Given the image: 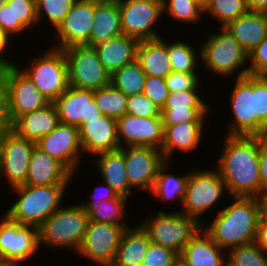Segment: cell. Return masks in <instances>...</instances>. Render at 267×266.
<instances>
[{
	"label": "cell",
	"instance_id": "4fadbf2b",
	"mask_svg": "<svg viewBox=\"0 0 267 266\" xmlns=\"http://www.w3.org/2000/svg\"><path fill=\"white\" fill-rule=\"evenodd\" d=\"M35 146L10 129L0 140V180L5 177L12 188L25 184Z\"/></svg>",
	"mask_w": 267,
	"mask_h": 266
},
{
	"label": "cell",
	"instance_id": "5b68a950",
	"mask_svg": "<svg viewBox=\"0 0 267 266\" xmlns=\"http://www.w3.org/2000/svg\"><path fill=\"white\" fill-rule=\"evenodd\" d=\"M89 218L81 204L60 207L39 227V246L77 251L86 233Z\"/></svg>",
	"mask_w": 267,
	"mask_h": 266
},
{
	"label": "cell",
	"instance_id": "1f68e13d",
	"mask_svg": "<svg viewBox=\"0 0 267 266\" xmlns=\"http://www.w3.org/2000/svg\"><path fill=\"white\" fill-rule=\"evenodd\" d=\"M169 164L170 162L166 161L159 168L151 194L163 202L178 200V204L182 207L189 173H184L182 176L170 174L166 172L167 168H170Z\"/></svg>",
	"mask_w": 267,
	"mask_h": 266
},
{
	"label": "cell",
	"instance_id": "db71d44e",
	"mask_svg": "<svg viewBox=\"0 0 267 266\" xmlns=\"http://www.w3.org/2000/svg\"><path fill=\"white\" fill-rule=\"evenodd\" d=\"M10 40V41H9ZM13 39H11L1 28H0V70L16 65L15 62L7 60V48ZM10 42V43H9ZM6 50V51H5ZM6 56V57H5Z\"/></svg>",
	"mask_w": 267,
	"mask_h": 266
},
{
	"label": "cell",
	"instance_id": "b9f144b4",
	"mask_svg": "<svg viewBox=\"0 0 267 266\" xmlns=\"http://www.w3.org/2000/svg\"><path fill=\"white\" fill-rule=\"evenodd\" d=\"M256 136L267 133V77L255 76Z\"/></svg>",
	"mask_w": 267,
	"mask_h": 266
},
{
	"label": "cell",
	"instance_id": "4dcf8cb0",
	"mask_svg": "<svg viewBox=\"0 0 267 266\" xmlns=\"http://www.w3.org/2000/svg\"><path fill=\"white\" fill-rule=\"evenodd\" d=\"M95 162L99 176L106 182L118 195L128 197L133 191L129 187L127 180L126 165L124 154L120 151H113L97 155Z\"/></svg>",
	"mask_w": 267,
	"mask_h": 266
},
{
	"label": "cell",
	"instance_id": "7402d4cb",
	"mask_svg": "<svg viewBox=\"0 0 267 266\" xmlns=\"http://www.w3.org/2000/svg\"><path fill=\"white\" fill-rule=\"evenodd\" d=\"M73 176L60 162L39 147L33 148L28 175L27 185H68Z\"/></svg>",
	"mask_w": 267,
	"mask_h": 266
},
{
	"label": "cell",
	"instance_id": "7dc6e473",
	"mask_svg": "<svg viewBox=\"0 0 267 266\" xmlns=\"http://www.w3.org/2000/svg\"><path fill=\"white\" fill-rule=\"evenodd\" d=\"M178 254L171 249L150 243L144 256L143 266H171Z\"/></svg>",
	"mask_w": 267,
	"mask_h": 266
},
{
	"label": "cell",
	"instance_id": "680465c9",
	"mask_svg": "<svg viewBox=\"0 0 267 266\" xmlns=\"http://www.w3.org/2000/svg\"><path fill=\"white\" fill-rule=\"evenodd\" d=\"M13 123L10 117H0V140L12 129Z\"/></svg>",
	"mask_w": 267,
	"mask_h": 266
},
{
	"label": "cell",
	"instance_id": "44dd1931",
	"mask_svg": "<svg viewBox=\"0 0 267 266\" xmlns=\"http://www.w3.org/2000/svg\"><path fill=\"white\" fill-rule=\"evenodd\" d=\"M79 139L83 154L93 156L117 151L120 144L117 137V119L107 115L86 121L79 128Z\"/></svg>",
	"mask_w": 267,
	"mask_h": 266
},
{
	"label": "cell",
	"instance_id": "7a4b0ae2",
	"mask_svg": "<svg viewBox=\"0 0 267 266\" xmlns=\"http://www.w3.org/2000/svg\"><path fill=\"white\" fill-rule=\"evenodd\" d=\"M214 216L210 225L202 228L223 250L256 241L262 216L259 198L231 196V203Z\"/></svg>",
	"mask_w": 267,
	"mask_h": 266
},
{
	"label": "cell",
	"instance_id": "836d02e7",
	"mask_svg": "<svg viewBox=\"0 0 267 266\" xmlns=\"http://www.w3.org/2000/svg\"><path fill=\"white\" fill-rule=\"evenodd\" d=\"M175 41L170 43L166 42V48L169 55V60L171 62L172 71L198 73L197 65H199L198 62L200 61V49L199 54H197L198 51L192 45H190V43L185 42V40L181 41L180 39L179 41Z\"/></svg>",
	"mask_w": 267,
	"mask_h": 266
},
{
	"label": "cell",
	"instance_id": "5bb4252c",
	"mask_svg": "<svg viewBox=\"0 0 267 266\" xmlns=\"http://www.w3.org/2000/svg\"><path fill=\"white\" fill-rule=\"evenodd\" d=\"M119 150L124 154L129 187L151 193L158 170L166 162L161 150L151 146H126Z\"/></svg>",
	"mask_w": 267,
	"mask_h": 266
},
{
	"label": "cell",
	"instance_id": "ac0fdd59",
	"mask_svg": "<svg viewBox=\"0 0 267 266\" xmlns=\"http://www.w3.org/2000/svg\"><path fill=\"white\" fill-rule=\"evenodd\" d=\"M36 146L60 162L72 175L79 169L83 154L79 128L59 123L49 134L43 136Z\"/></svg>",
	"mask_w": 267,
	"mask_h": 266
},
{
	"label": "cell",
	"instance_id": "d590c367",
	"mask_svg": "<svg viewBox=\"0 0 267 266\" xmlns=\"http://www.w3.org/2000/svg\"><path fill=\"white\" fill-rule=\"evenodd\" d=\"M163 15L179 23L196 24L202 20L204 6L199 0H162Z\"/></svg>",
	"mask_w": 267,
	"mask_h": 266
},
{
	"label": "cell",
	"instance_id": "8d00e7d4",
	"mask_svg": "<svg viewBox=\"0 0 267 266\" xmlns=\"http://www.w3.org/2000/svg\"><path fill=\"white\" fill-rule=\"evenodd\" d=\"M248 11L247 0H209L204 5V13L219 21L221 28Z\"/></svg>",
	"mask_w": 267,
	"mask_h": 266
},
{
	"label": "cell",
	"instance_id": "9f6ffc18",
	"mask_svg": "<svg viewBox=\"0 0 267 266\" xmlns=\"http://www.w3.org/2000/svg\"><path fill=\"white\" fill-rule=\"evenodd\" d=\"M0 117H10L8 112V92L6 85L0 78Z\"/></svg>",
	"mask_w": 267,
	"mask_h": 266
},
{
	"label": "cell",
	"instance_id": "d6a6232c",
	"mask_svg": "<svg viewBox=\"0 0 267 266\" xmlns=\"http://www.w3.org/2000/svg\"><path fill=\"white\" fill-rule=\"evenodd\" d=\"M146 74L135 60L111 75V84L126 96L143 93Z\"/></svg>",
	"mask_w": 267,
	"mask_h": 266
},
{
	"label": "cell",
	"instance_id": "f1b7e54d",
	"mask_svg": "<svg viewBox=\"0 0 267 266\" xmlns=\"http://www.w3.org/2000/svg\"><path fill=\"white\" fill-rule=\"evenodd\" d=\"M162 38L139 41L136 60L146 76L165 79L172 72L166 41Z\"/></svg>",
	"mask_w": 267,
	"mask_h": 266
},
{
	"label": "cell",
	"instance_id": "ab89813d",
	"mask_svg": "<svg viewBox=\"0 0 267 266\" xmlns=\"http://www.w3.org/2000/svg\"><path fill=\"white\" fill-rule=\"evenodd\" d=\"M77 0H36V17L40 24L45 17L55 30L63 22L72 6ZM45 17H44V16Z\"/></svg>",
	"mask_w": 267,
	"mask_h": 266
},
{
	"label": "cell",
	"instance_id": "ffe728a7",
	"mask_svg": "<svg viewBox=\"0 0 267 266\" xmlns=\"http://www.w3.org/2000/svg\"><path fill=\"white\" fill-rule=\"evenodd\" d=\"M59 122L80 128L86 121L102 115L94 101V90L73 86L61 94L54 102Z\"/></svg>",
	"mask_w": 267,
	"mask_h": 266
},
{
	"label": "cell",
	"instance_id": "d6986e66",
	"mask_svg": "<svg viewBox=\"0 0 267 266\" xmlns=\"http://www.w3.org/2000/svg\"><path fill=\"white\" fill-rule=\"evenodd\" d=\"M163 131L161 117L144 118L125 114L117 119V137L120 147L151 146L161 150Z\"/></svg>",
	"mask_w": 267,
	"mask_h": 266
},
{
	"label": "cell",
	"instance_id": "4316f807",
	"mask_svg": "<svg viewBox=\"0 0 267 266\" xmlns=\"http://www.w3.org/2000/svg\"><path fill=\"white\" fill-rule=\"evenodd\" d=\"M90 34V46L123 35L117 0H95V14Z\"/></svg>",
	"mask_w": 267,
	"mask_h": 266
},
{
	"label": "cell",
	"instance_id": "6125c7cd",
	"mask_svg": "<svg viewBox=\"0 0 267 266\" xmlns=\"http://www.w3.org/2000/svg\"><path fill=\"white\" fill-rule=\"evenodd\" d=\"M22 261H13V260H1L0 266H21Z\"/></svg>",
	"mask_w": 267,
	"mask_h": 266
},
{
	"label": "cell",
	"instance_id": "94428289",
	"mask_svg": "<svg viewBox=\"0 0 267 266\" xmlns=\"http://www.w3.org/2000/svg\"><path fill=\"white\" fill-rule=\"evenodd\" d=\"M171 266H190V265H189L188 262L182 257L181 254H178V255L174 258V260H173Z\"/></svg>",
	"mask_w": 267,
	"mask_h": 266
},
{
	"label": "cell",
	"instance_id": "7c38bea8",
	"mask_svg": "<svg viewBox=\"0 0 267 266\" xmlns=\"http://www.w3.org/2000/svg\"><path fill=\"white\" fill-rule=\"evenodd\" d=\"M125 230L120 225L88 221L86 233L76 255L96 263L97 266H111Z\"/></svg>",
	"mask_w": 267,
	"mask_h": 266
},
{
	"label": "cell",
	"instance_id": "e575fe53",
	"mask_svg": "<svg viewBox=\"0 0 267 266\" xmlns=\"http://www.w3.org/2000/svg\"><path fill=\"white\" fill-rule=\"evenodd\" d=\"M127 99L122 91L116 89L112 84L94 90V101L102 115L118 119L126 114Z\"/></svg>",
	"mask_w": 267,
	"mask_h": 266
},
{
	"label": "cell",
	"instance_id": "cb8c5ba5",
	"mask_svg": "<svg viewBox=\"0 0 267 266\" xmlns=\"http://www.w3.org/2000/svg\"><path fill=\"white\" fill-rule=\"evenodd\" d=\"M59 123L57 108L50 102L41 109L20 116L13 123L12 130L20 137L36 143L53 131Z\"/></svg>",
	"mask_w": 267,
	"mask_h": 266
},
{
	"label": "cell",
	"instance_id": "8992f818",
	"mask_svg": "<svg viewBox=\"0 0 267 266\" xmlns=\"http://www.w3.org/2000/svg\"><path fill=\"white\" fill-rule=\"evenodd\" d=\"M143 219L139 225L148 234L152 243L180 254L183 248L202 227L195 218L180 211L166 213L159 210ZM153 214V215H152Z\"/></svg>",
	"mask_w": 267,
	"mask_h": 266
},
{
	"label": "cell",
	"instance_id": "bcb514c9",
	"mask_svg": "<svg viewBox=\"0 0 267 266\" xmlns=\"http://www.w3.org/2000/svg\"><path fill=\"white\" fill-rule=\"evenodd\" d=\"M143 93L162 109L170 92L165 79L146 76Z\"/></svg>",
	"mask_w": 267,
	"mask_h": 266
},
{
	"label": "cell",
	"instance_id": "60d3db41",
	"mask_svg": "<svg viewBox=\"0 0 267 266\" xmlns=\"http://www.w3.org/2000/svg\"><path fill=\"white\" fill-rule=\"evenodd\" d=\"M210 108H162L163 125H177L182 122H207Z\"/></svg>",
	"mask_w": 267,
	"mask_h": 266
},
{
	"label": "cell",
	"instance_id": "6da1fadb",
	"mask_svg": "<svg viewBox=\"0 0 267 266\" xmlns=\"http://www.w3.org/2000/svg\"><path fill=\"white\" fill-rule=\"evenodd\" d=\"M224 144L215 166L221 175L228 196L259 197L260 135H225Z\"/></svg>",
	"mask_w": 267,
	"mask_h": 266
},
{
	"label": "cell",
	"instance_id": "d4e9b609",
	"mask_svg": "<svg viewBox=\"0 0 267 266\" xmlns=\"http://www.w3.org/2000/svg\"><path fill=\"white\" fill-rule=\"evenodd\" d=\"M249 53L267 37V14L248 11L236 20L229 22L225 27Z\"/></svg>",
	"mask_w": 267,
	"mask_h": 266
},
{
	"label": "cell",
	"instance_id": "be15d7a7",
	"mask_svg": "<svg viewBox=\"0 0 267 266\" xmlns=\"http://www.w3.org/2000/svg\"><path fill=\"white\" fill-rule=\"evenodd\" d=\"M8 0H0V7L7 3Z\"/></svg>",
	"mask_w": 267,
	"mask_h": 266
},
{
	"label": "cell",
	"instance_id": "484cf974",
	"mask_svg": "<svg viewBox=\"0 0 267 266\" xmlns=\"http://www.w3.org/2000/svg\"><path fill=\"white\" fill-rule=\"evenodd\" d=\"M138 44V39L121 35L97 44L94 48L102 65L112 75L124 65L136 60Z\"/></svg>",
	"mask_w": 267,
	"mask_h": 266
},
{
	"label": "cell",
	"instance_id": "e0dca14e",
	"mask_svg": "<svg viewBox=\"0 0 267 266\" xmlns=\"http://www.w3.org/2000/svg\"><path fill=\"white\" fill-rule=\"evenodd\" d=\"M94 14L95 0H77L55 30L52 47L63 50L73 45H90Z\"/></svg>",
	"mask_w": 267,
	"mask_h": 266
},
{
	"label": "cell",
	"instance_id": "9a60e30c",
	"mask_svg": "<svg viewBox=\"0 0 267 266\" xmlns=\"http://www.w3.org/2000/svg\"><path fill=\"white\" fill-rule=\"evenodd\" d=\"M236 83L229 96L233 120L227 135L256 136L255 75L235 78Z\"/></svg>",
	"mask_w": 267,
	"mask_h": 266
},
{
	"label": "cell",
	"instance_id": "52a82bcc",
	"mask_svg": "<svg viewBox=\"0 0 267 266\" xmlns=\"http://www.w3.org/2000/svg\"><path fill=\"white\" fill-rule=\"evenodd\" d=\"M31 61L27 67L16 66L49 102H54L69 87L68 64L63 50L50 46Z\"/></svg>",
	"mask_w": 267,
	"mask_h": 266
},
{
	"label": "cell",
	"instance_id": "ee69618b",
	"mask_svg": "<svg viewBox=\"0 0 267 266\" xmlns=\"http://www.w3.org/2000/svg\"><path fill=\"white\" fill-rule=\"evenodd\" d=\"M7 4L14 13V24H22L27 30L38 26L36 0H8Z\"/></svg>",
	"mask_w": 267,
	"mask_h": 266
},
{
	"label": "cell",
	"instance_id": "f6af8a7d",
	"mask_svg": "<svg viewBox=\"0 0 267 266\" xmlns=\"http://www.w3.org/2000/svg\"><path fill=\"white\" fill-rule=\"evenodd\" d=\"M126 114L136 117H161V109L144 93L128 96Z\"/></svg>",
	"mask_w": 267,
	"mask_h": 266
},
{
	"label": "cell",
	"instance_id": "83f0119b",
	"mask_svg": "<svg viewBox=\"0 0 267 266\" xmlns=\"http://www.w3.org/2000/svg\"><path fill=\"white\" fill-rule=\"evenodd\" d=\"M180 254L190 266H226V251H223L202 227Z\"/></svg>",
	"mask_w": 267,
	"mask_h": 266
},
{
	"label": "cell",
	"instance_id": "603a6c76",
	"mask_svg": "<svg viewBox=\"0 0 267 266\" xmlns=\"http://www.w3.org/2000/svg\"><path fill=\"white\" fill-rule=\"evenodd\" d=\"M206 122H182L177 125H163V144L161 152L165 161L170 162V157L177 150L183 153L194 151L198 148L203 138Z\"/></svg>",
	"mask_w": 267,
	"mask_h": 266
},
{
	"label": "cell",
	"instance_id": "7bdbcfd3",
	"mask_svg": "<svg viewBox=\"0 0 267 266\" xmlns=\"http://www.w3.org/2000/svg\"><path fill=\"white\" fill-rule=\"evenodd\" d=\"M198 89L170 92L163 108H209Z\"/></svg>",
	"mask_w": 267,
	"mask_h": 266
},
{
	"label": "cell",
	"instance_id": "f546056e",
	"mask_svg": "<svg viewBox=\"0 0 267 266\" xmlns=\"http://www.w3.org/2000/svg\"><path fill=\"white\" fill-rule=\"evenodd\" d=\"M151 241L148 234L137 224L126 229L121 237L111 266H140Z\"/></svg>",
	"mask_w": 267,
	"mask_h": 266
},
{
	"label": "cell",
	"instance_id": "74e56055",
	"mask_svg": "<svg viewBox=\"0 0 267 266\" xmlns=\"http://www.w3.org/2000/svg\"><path fill=\"white\" fill-rule=\"evenodd\" d=\"M128 199V197L119 195L117 198L102 201L98 209L88 217L89 221L120 225L129 229V225L127 226V222H125L126 216L129 214L125 209Z\"/></svg>",
	"mask_w": 267,
	"mask_h": 266
},
{
	"label": "cell",
	"instance_id": "816d5d0a",
	"mask_svg": "<svg viewBox=\"0 0 267 266\" xmlns=\"http://www.w3.org/2000/svg\"><path fill=\"white\" fill-rule=\"evenodd\" d=\"M0 28L10 38L27 30L22 24H14V13L7 3L0 7Z\"/></svg>",
	"mask_w": 267,
	"mask_h": 266
},
{
	"label": "cell",
	"instance_id": "30bf717a",
	"mask_svg": "<svg viewBox=\"0 0 267 266\" xmlns=\"http://www.w3.org/2000/svg\"><path fill=\"white\" fill-rule=\"evenodd\" d=\"M123 35L141 40L160 38L156 23L163 16L162 0H117Z\"/></svg>",
	"mask_w": 267,
	"mask_h": 266
},
{
	"label": "cell",
	"instance_id": "681fc988",
	"mask_svg": "<svg viewBox=\"0 0 267 266\" xmlns=\"http://www.w3.org/2000/svg\"><path fill=\"white\" fill-rule=\"evenodd\" d=\"M250 75L267 77V37L248 55Z\"/></svg>",
	"mask_w": 267,
	"mask_h": 266
},
{
	"label": "cell",
	"instance_id": "91938a15",
	"mask_svg": "<svg viewBox=\"0 0 267 266\" xmlns=\"http://www.w3.org/2000/svg\"><path fill=\"white\" fill-rule=\"evenodd\" d=\"M262 216L267 217V187L263 188L259 195Z\"/></svg>",
	"mask_w": 267,
	"mask_h": 266
},
{
	"label": "cell",
	"instance_id": "11a10c76",
	"mask_svg": "<svg viewBox=\"0 0 267 266\" xmlns=\"http://www.w3.org/2000/svg\"><path fill=\"white\" fill-rule=\"evenodd\" d=\"M255 243L267 253V217L261 216Z\"/></svg>",
	"mask_w": 267,
	"mask_h": 266
},
{
	"label": "cell",
	"instance_id": "9c48e42d",
	"mask_svg": "<svg viewBox=\"0 0 267 266\" xmlns=\"http://www.w3.org/2000/svg\"><path fill=\"white\" fill-rule=\"evenodd\" d=\"M63 52L67 59L70 86L97 90L111 84V75L99 60L94 46L73 45Z\"/></svg>",
	"mask_w": 267,
	"mask_h": 266
},
{
	"label": "cell",
	"instance_id": "f35d334b",
	"mask_svg": "<svg viewBox=\"0 0 267 266\" xmlns=\"http://www.w3.org/2000/svg\"><path fill=\"white\" fill-rule=\"evenodd\" d=\"M226 266H267V253L255 242L227 250Z\"/></svg>",
	"mask_w": 267,
	"mask_h": 266
},
{
	"label": "cell",
	"instance_id": "e7e4bbea",
	"mask_svg": "<svg viewBox=\"0 0 267 266\" xmlns=\"http://www.w3.org/2000/svg\"><path fill=\"white\" fill-rule=\"evenodd\" d=\"M201 4L204 6L209 0H199Z\"/></svg>",
	"mask_w": 267,
	"mask_h": 266
},
{
	"label": "cell",
	"instance_id": "277c9868",
	"mask_svg": "<svg viewBox=\"0 0 267 266\" xmlns=\"http://www.w3.org/2000/svg\"><path fill=\"white\" fill-rule=\"evenodd\" d=\"M219 29L218 33H211L204 43H200V60L203 68L220 78H233L237 72L236 78L249 75V68L246 66L247 52L227 30Z\"/></svg>",
	"mask_w": 267,
	"mask_h": 266
},
{
	"label": "cell",
	"instance_id": "f907efd6",
	"mask_svg": "<svg viewBox=\"0 0 267 266\" xmlns=\"http://www.w3.org/2000/svg\"><path fill=\"white\" fill-rule=\"evenodd\" d=\"M99 189V190H98ZM105 189V190H102ZM98 190V192H97ZM101 190V191H100ZM93 196L88 201L80 202L82 207L85 210L86 215L89 217L94 211H96L99 207V204L105 200H111L117 198L119 195L106 183L104 182V186L100 185L95 187L92 192Z\"/></svg>",
	"mask_w": 267,
	"mask_h": 266
},
{
	"label": "cell",
	"instance_id": "2e32d148",
	"mask_svg": "<svg viewBox=\"0 0 267 266\" xmlns=\"http://www.w3.org/2000/svg\"><path fill=\"white\" fill-rule=\"evenodd\" d=\"M40 248L38 227L0 217V259L28 261Z\"/></svg>",
	"mask_w": 267,
	"mask_h": 266
},
{
	"label": "cell",
	"instance_id": "c3c4849f",
	"mask_svg": "<svg viewBox=\"0 0 267 266\" xmlns=\"http://www.w3.org/2000/svg\"><path fill=\"white\" fill-rule=\"evenodd\" d=\"M169 92L199 89V78L197 73L170 72L166 78Z\"/></svg>",
	"mask_w": 267,
	"mask_h": 266
},
{
	"label": "cell",
	"instance_id": "3957f363",
	"mask_svg": "<svg viewBox=\"0 0 267 266\" xmlns=\"http://www.w3.org/2000/svg\"><path fill=\"white\" fill-rule=\"evenodd\" d=\"M68 185H19L12 191L18 199L6 210L5 215L22 225L39 227L62 205Z\"/></svg>",
	"mask_w": 267,
	"mask_h": 266
},
{
	"label": "cell",
	"instance_id": "6f0895ef",
	"mask_svg": "<svg viewBox=\"0 0 267 266\" xmlns=\"http://www.w3.org/2000/svg\"><path fill=\"white\" fill-rule=\"evenodd\" d=\"M248 10L267 13V0H247Z\"/></svg>",
	"mask_w": 267,
	"mask_h": 266
},
{
	"label": "cell",
	"instance_id": "8fae6325",
	"mask_svg": "<svg viewBox=\"0 0 267 266\" xmlns=\"http://www.w3.org/2000/svg\"><path fill=\"white\" fill-rule=\"evenodd\" d=\"M0 78L7 88L8 112L12 123L20 116L50 103L16 65L2 69Z\"/></svg>",
	"mask_w": 267,
	"mask_h": 266
},
{
	"label": "cell",
	"instance_id": "f5cc1de1",
	"mask_svg": "<svg viewBox=\"0 0 267 266\" xmlns=\"http://www.w3.org/2000/svg\"><path fill=\"white\" fill-rule=\"evenodd\" d=\"M259 169L261 178V191L267 187V133L260 135Z\"/></svg>",
	"mask_w": 267,
	"mask_h": 266
},
{
	"label": "cell",
	"instance_id": "ba28073f",
	"mask_svg": "<svg viewBox=\"0 0 267 266\" xmlns=\"http://www.w3.org/2000/svg\"><path fill=\"white\" fill-rule=\"evenodd\" d=\"M225 190V183L216 168L210 170L193 168L188 175L180 212L202 223L201 215L209 212V209L213 210Z\"/></svg>",
	"mask_w": 267,
	"mask_h": 266
}]
</instances>
